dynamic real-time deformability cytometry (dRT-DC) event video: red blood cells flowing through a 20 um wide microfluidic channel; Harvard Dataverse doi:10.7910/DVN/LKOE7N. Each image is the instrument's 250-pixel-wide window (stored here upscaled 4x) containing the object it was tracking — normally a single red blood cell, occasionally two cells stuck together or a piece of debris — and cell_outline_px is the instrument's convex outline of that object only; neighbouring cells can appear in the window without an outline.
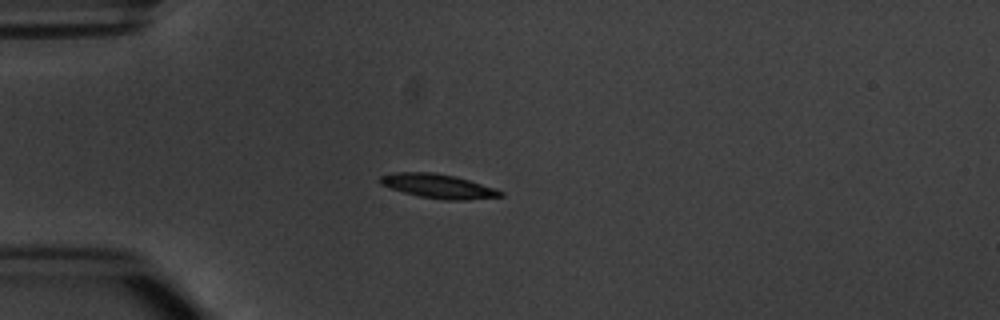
{"species": "common noctule bat (a hibernating species)", "species_latin": "Nyctalus noctula", "temperature_condition": "warm", "stored_images_in_passage": 5, "camera_frame_rate_fps": 3000, "um_per_image_px": 0.085, "animal": {"sex": "male", "body_mass_g": 20.1, "forearm_length_mm": 53.5}, "frame": {"image": 1, "passage_image": 3, "time_ms": 3.333, "image_size_px": [1000, 320], "cell_outline_px": [[504, 196], [464, 200], [444, 200], [420, 196], [404, 192], [380, 184], [376, 180], [380, 176], [392, 172], [432, 172], [456, 176], [496, 188], [504, 192]], "centroid_in_image_um": [37.25, 15.81], "position_along_channel_um": 47.8, "area_um2": 17.05}}